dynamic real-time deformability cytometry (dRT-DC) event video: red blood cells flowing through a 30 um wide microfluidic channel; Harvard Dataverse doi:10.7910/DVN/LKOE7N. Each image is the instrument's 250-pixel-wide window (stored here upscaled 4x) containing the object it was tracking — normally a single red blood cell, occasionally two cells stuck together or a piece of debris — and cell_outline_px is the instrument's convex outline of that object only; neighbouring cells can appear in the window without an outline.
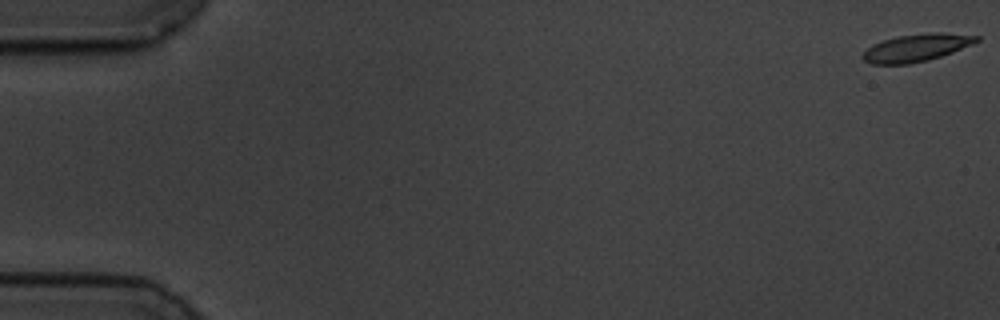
{"species": "common noctule bat (a hibernating species)", "species_latin": "Nyctalus noctula", "temperature_condition": "cold", "stored_images_in_passage": 17, "camera_frame_rate_fps": 3000, "um_per_image_px": 0.085, "animal": {"sex": "male", "body_mass_g": 19.5, "forearm_length_mm": 54.6}, "frame": {"image": 1, "passage_image": 1, "time_ms": 0.0, "image_size_px": [1000, 320], "cell_outline_px": [[980, 40], [972, 44], [952, 52], [928, 60], [908, 64], [872, 64], [864, 60], [860, 56], [872, 44], [884, 40], [900, 36], [928, 32], [940, 32], [980, 36]], "centroid_in_image_um": [77.89, 4.05], "position_along_channel_um": 7.1, "area_um2": 18.09}}
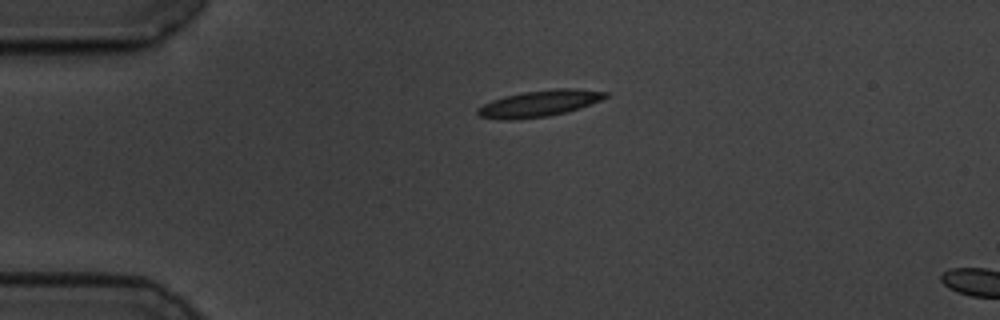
{"frame": {"image": 2, "passage_image": 14, "time_ms": 4.333, "image_size_px": [1000, 320], "cell_outline_px": [[608, 96], [600, 100], [580, 108], [548, 116], [516, 120], [500, 120], [480, 116], [476, 112], [476, 108], [492, 100], [504, 96], [524, 92], [556, 88], [572, 88], [608, 92]], "centroid_in_image_um": [45.81, 8.8], "position_along_channel_um": 39.2, "area_um2": 19.59}}